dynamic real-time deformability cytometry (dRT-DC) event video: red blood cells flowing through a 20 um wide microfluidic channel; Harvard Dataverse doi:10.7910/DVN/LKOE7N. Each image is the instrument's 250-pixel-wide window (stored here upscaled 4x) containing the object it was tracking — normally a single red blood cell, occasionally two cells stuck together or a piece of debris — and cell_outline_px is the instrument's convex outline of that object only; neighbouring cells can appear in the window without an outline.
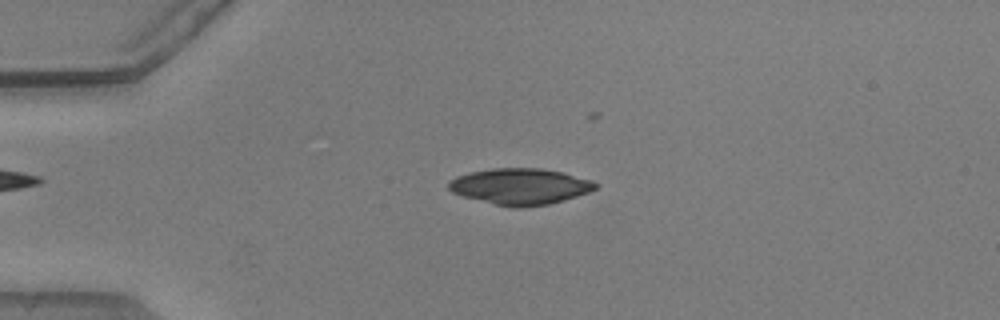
{"species": "common noctule bat (a hibernating species)", "species_latin": "Nyctalus noctula", "temperature_condition": "warm", "stored_images_in_passage": 41, "camera_frame_rate_fps": 3000, "um_per_image_px": 0.085, "animal": {"sex": "male", "body_mass_g": 20.5, "forearm_length_mm": 52.5}, "frame": {"image": 1, "passage_image": 13, "time_ms": 4.0, "image_size_px": [1000, 320], "cell_outline_px": [[600, 184], [596, 188], [588, 192], [564, 200], [548, 204], [520, 208], [512, 208], [464, 196], [452, 192], [448, 188], [448, 184], [456, 176], [472, 172], [492, 168], [540, 168], [564, 172], [592, 180]], "centroid_in_image_um": [44.26, 15.84], "position_along_channel_um": 40.7, "area_um2": 30.81}}